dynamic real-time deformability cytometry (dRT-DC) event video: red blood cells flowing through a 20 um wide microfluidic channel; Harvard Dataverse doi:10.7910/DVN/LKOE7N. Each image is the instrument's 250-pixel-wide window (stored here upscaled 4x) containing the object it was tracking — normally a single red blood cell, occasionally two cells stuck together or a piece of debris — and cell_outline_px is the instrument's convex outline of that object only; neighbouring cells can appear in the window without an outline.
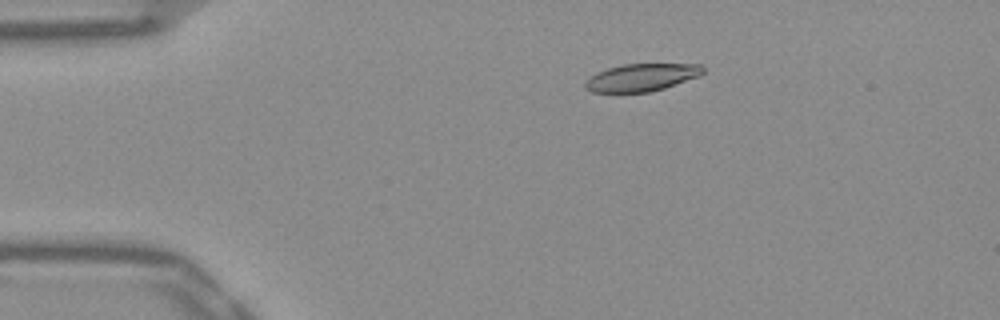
{"species": "Egyptian fruit bat (a non-hibernating species)", "species_latin": "Rousettus aegyptiacus", "temperature_condition": "warm", "stored_images_in_passage": 44, "camera_frame_rate_fps": 3000, "um_per_image_px": 0.085, "frame": {"image": 1, "passage_image": 1, "time_ms": 0.0, "image_size_px": [1000, 320], "cell_outline_px": [[704, 72], [700, 76], [664, 88], [648, 92], [592, 92], [584, 88], [584, 84], [596, 72], [608, 68], [624, 64], [700, 64], [704, 68]], "centroid_in_image_um": [54.55, 6.58], "position_along_channel_um": 30.5, "area_um2": 18.79}}
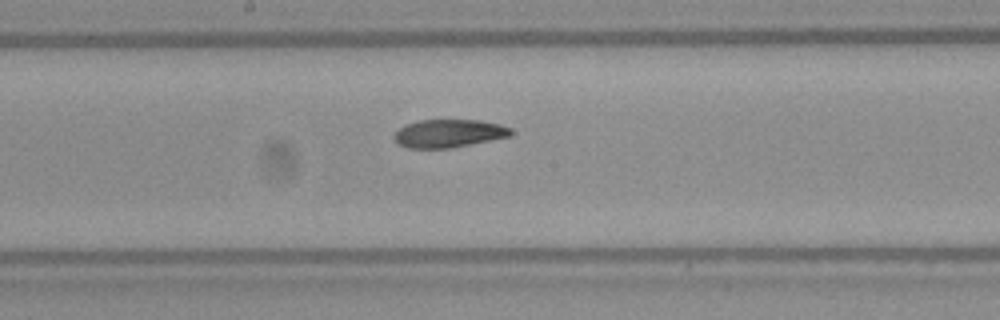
{"frame": {"image": 2, "passage_image": 19, "time_ms": 6.0, "image_size_px": [1000, 320], "cell_outline_px": [[512, 132], [508, 136], [452, 148], [408, 148], [396, 144], [392, 136], [400, 128], [408, 124], [420, 120], [480, 120], [500, 124], [512, 128]], "centroid_in_image_um": [38.11, 11.34], "position_along_channel_um": 210.1, "area_um2": 19.02}}
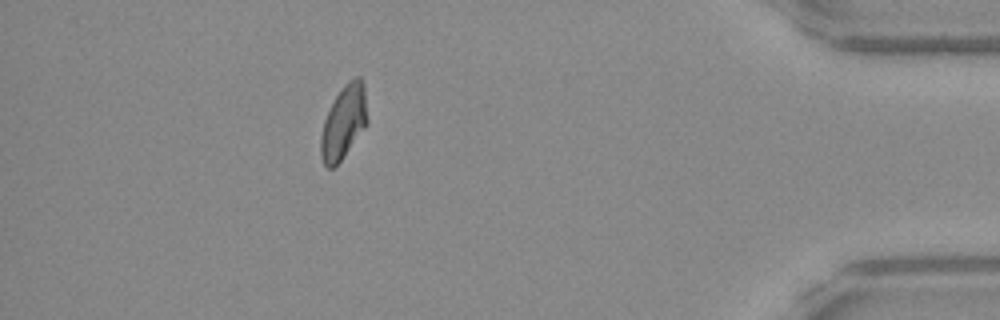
{"frame": {"image": 3, "passage_image": 38, "time_ms": 12.333, "image_size_px": [1000, 320], "cell_outline_px": [[368, 124], [340, 160], [332, 168], [328, 168], [324, 164], [320, 156], [320, 136], [324, 120], [336, 96], [344, 84], [348, 80], [356, 76], [360, 76], [364, 84], [368, 120]], "centroid_in_image_um": [29.22, 10.36], "position_along_channel_um": 406.0, "area_um2": 19.88}, "authors_computed_cell_mechanics": {"area_um2": 19.941, "velocity_mm_per_s": 3.8717, "shape_relaxation_time_tau1_ms": 6.3994, "shape_relaxation_time_tau2_ms": 4.0473, "deformation_change_tau1": 0.1956, "deformation_change_tau2": 0.0954}}